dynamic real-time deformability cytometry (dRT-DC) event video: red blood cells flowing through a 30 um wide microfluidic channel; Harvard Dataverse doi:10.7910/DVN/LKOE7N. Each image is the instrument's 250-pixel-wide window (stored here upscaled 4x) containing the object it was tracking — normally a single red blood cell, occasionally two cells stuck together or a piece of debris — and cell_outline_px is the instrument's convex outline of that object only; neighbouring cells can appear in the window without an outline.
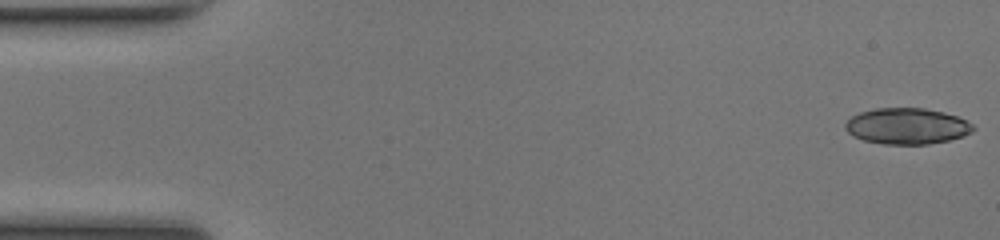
{"species": "common noctule bat (a hibernating species)", "species_latin": "Nyctalus noctula", "temperature_condition": "room temperature", "stored_images_in_passage": 49, "camera_frame_rate_fps": 3000, "um_per_image_px": 0.085, "animal": {"sex": "female", "body_mass_g": 17.0, "forearm_length_mm": 48.0}, "frame": {"image": 1, "passage_image": 1, "time_ms": 0.0, "image_size_px": [1000, 240], "cell_outline_px": [[976, 128], [972, 132], [964, 136], [948, 140], [928, 144], [884, 144], [864, 140], [852, 136], [844, 128], [844, 124], [852, 116], [860, 112], [876, 108], [924, 108], [944, 112], [956, 116], [972, 124]], "centroid_in_image_um": [77.08, 10.72], "position_along_channel_um": 7.9, "area_um2": 26.88}}
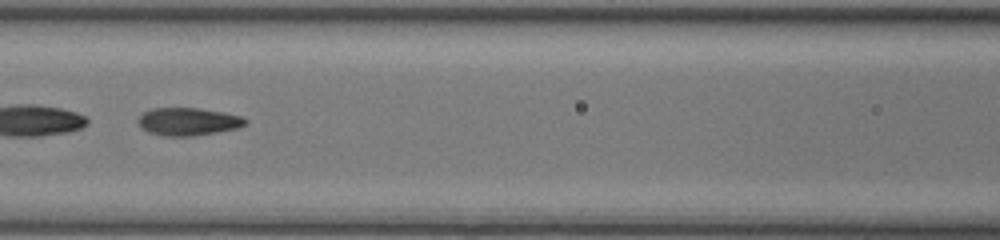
{"frame": {"image": 2, "passage_image": 22, "time_ms": 7.0, "image_size_px": [1000, 240], "cell_outline_px": [[248, 120], [244, 124], [236, 128], [216, 132], [192, 136], [168, 136], [148, 132], [136, 120], [144, 112], [152, 108], [200, 108], [224, 112], [244, 116]], "centroid_in_image_um": [16.01, 10.32], "position_along_channel_um": 150.6, "area_um2": 17.22}}
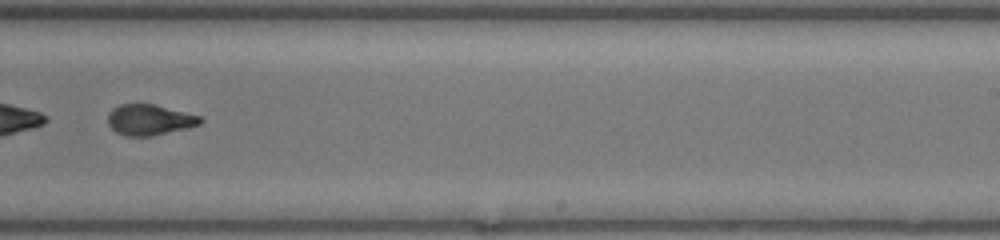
{"frame": {"image": 3, "passage_image": 31, "time_ms": 10.0, "image_size_px": [1000, 240], "cell_outline_px": [[204, 120], [200, 124], [188, 128], [152, 136], [124, 136], [116, 132], [108, 124], [108, 112], [112, 108], [120, 104], [156, 104], [200, 116]], "centroid_in_image_um": [12.7, 10.18], "position_along_channel_um": 276.3, "area_um2": 16.7}, "authors_computed_cell_mechanics": {"area_um2": 26.877, "velocity_mm_per_s": 4.2031, "shape_relaxation_time_tau1_ms": 7.0202, "shape_relaxation_time_tau2_ms": 0.7632, "deformation_change_tau1": 0.2412, "deformation_change_tau2": 0.0625}}